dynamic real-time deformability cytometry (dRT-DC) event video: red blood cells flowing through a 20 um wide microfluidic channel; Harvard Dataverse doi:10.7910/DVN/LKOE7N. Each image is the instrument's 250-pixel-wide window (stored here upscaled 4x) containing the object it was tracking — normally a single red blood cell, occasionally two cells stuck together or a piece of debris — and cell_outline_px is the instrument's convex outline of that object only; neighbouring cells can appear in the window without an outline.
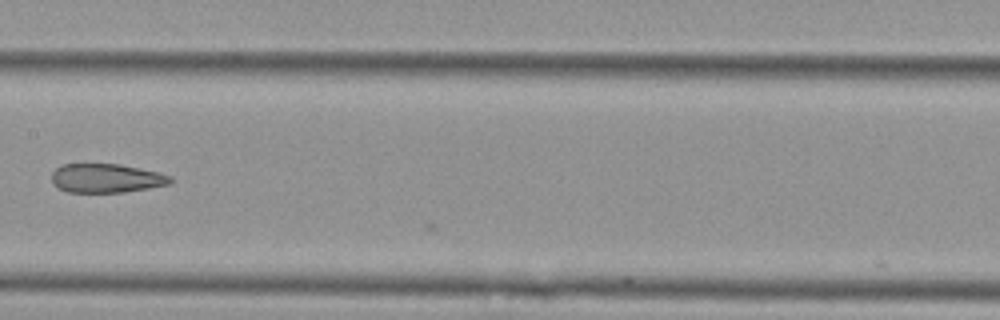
{"species": "Egyptian fruit bat (a non-hibernating species)", "species_latin": "Rousettus aegyptiacus", "temperature_condition": "cold", "stored_images_in_passage": 6, "camera_frame_rate_fps": 3000, "um_per_image_px": 0.085, "animal": {"sex": "female"}, "frame": {"image": 1, "passage_image": 6, "time_ms": 1.667, "image_size_px": [1000, 320], "cell_outline_px": [[172, 184], [124, 192], [68, 192], [52, 184], [52, 172], [60, 164], [120, 164], [160, 172], [172, 176]], "centroid_in_image_um": [9.06, 15.14], "position_along_channel_um": 198.3, "area_um2": 20.17}}